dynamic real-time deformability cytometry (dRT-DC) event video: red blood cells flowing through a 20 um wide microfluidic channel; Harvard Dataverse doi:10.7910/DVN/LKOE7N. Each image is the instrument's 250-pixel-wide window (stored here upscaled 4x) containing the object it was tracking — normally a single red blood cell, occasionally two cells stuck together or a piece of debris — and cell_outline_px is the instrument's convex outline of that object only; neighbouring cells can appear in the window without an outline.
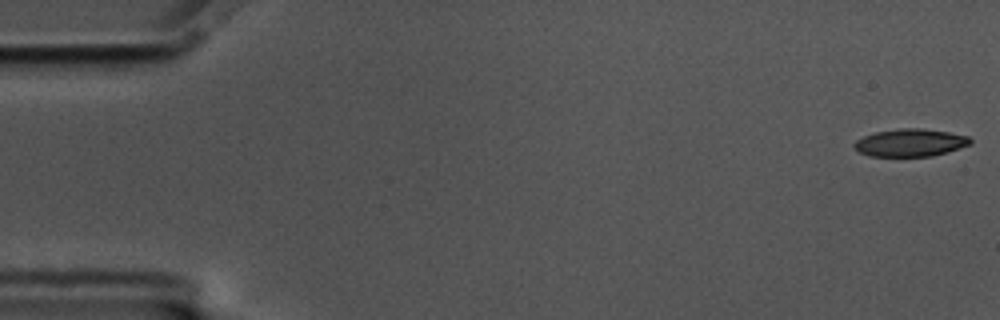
{"species": "common noctule bat (a hibernating species)", "species_latin": "Nyctalus noctula", "temperature_condition": "cold", "stored_images_in_passage": 57, "camera_frame_rate_fps": 3000, "um_per_image_px": 0.085, "animal": {"sex": "male", "body_mass_g": 17.5, "forearm_length_mm": 52.3}, "frame": {"image": 1, "passage_image": 1, "time_ms": 0.0, "image_size_px": [1000, 320], "cell_outline_px": [[972, 144], [948, 152], [932, 156], [868, 156], [860, 152], [852, 144], [856, 140], [864, 136], [876, 132], [900, 128], [920, 128], [948, 132], [968, 136], [972, 140]], "centroid_in_image_um": [77.4, 12.13], "position_along_channel_um": 7.6, "area_um2": 18.67}}
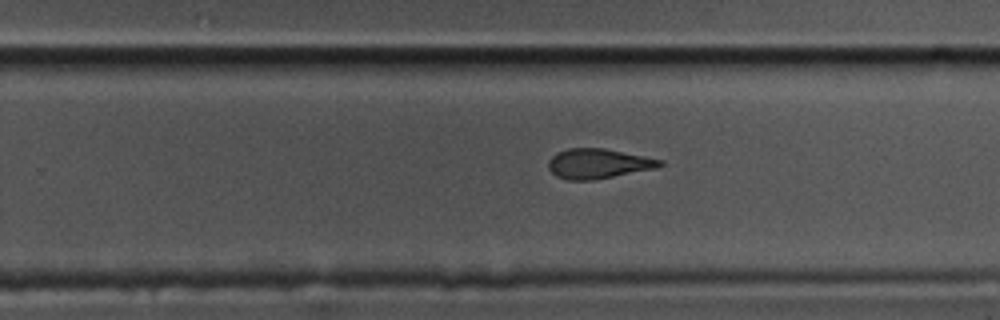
{"frame": {"image": 2, "passage_image": 36, "time_ms": 11.667, "image_size_px": [1000, 320], "cell_outline_px": [[664, 164], [656, 168], [592, 180], [568, 180], [556, 176], [548, 168], [548, 160], [556, 152], [568, 148], [604, 148], [664, 160]], "centroid_in_image_um": [50.83, 13.9], "position_along_channel_um": 279.0, "area_um2": 19.36}}
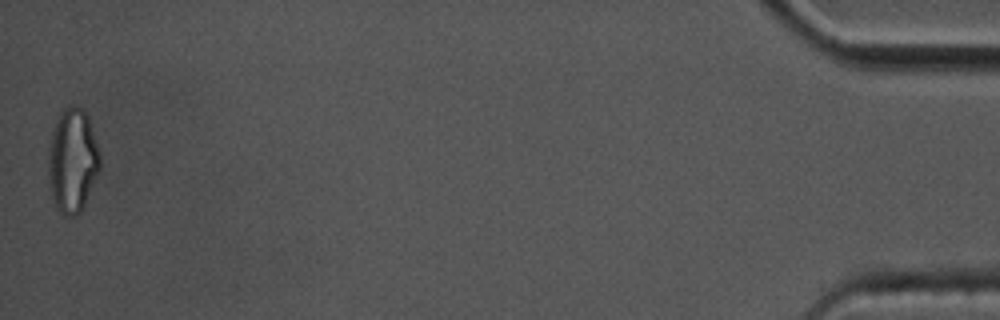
{"frame": {"image": 3, "passage_image": 57, "time_ms": 18.667, "image_size_px": [1000, 320], "cell_outline_px": [[100, 168], [84, 204], [80, 212], [76, 216], [64, 216], [56, 208], [52, 196], [48, 176], [48, 152], [52, 132], [60, 112], [68, 104], [72, 104], [84, 108], [88, 116], [100, 152]], "centroid_in_image_um": [6.16, 13.62], "position_along_channel_um": 429.0, "area_um2": 31.44}, "authors_computed_cell_mechanics": {"area_um2": 20.2878, "velocity_mm_per_s": 3.5039, "shape_relaxation_time_tau1_ms": 5.2194, "shape_relaxation_time_tau2_ms": 3.4934, "deformation_change_tau1": 0.1761, "deformation_change_tau2": 0.1237}}